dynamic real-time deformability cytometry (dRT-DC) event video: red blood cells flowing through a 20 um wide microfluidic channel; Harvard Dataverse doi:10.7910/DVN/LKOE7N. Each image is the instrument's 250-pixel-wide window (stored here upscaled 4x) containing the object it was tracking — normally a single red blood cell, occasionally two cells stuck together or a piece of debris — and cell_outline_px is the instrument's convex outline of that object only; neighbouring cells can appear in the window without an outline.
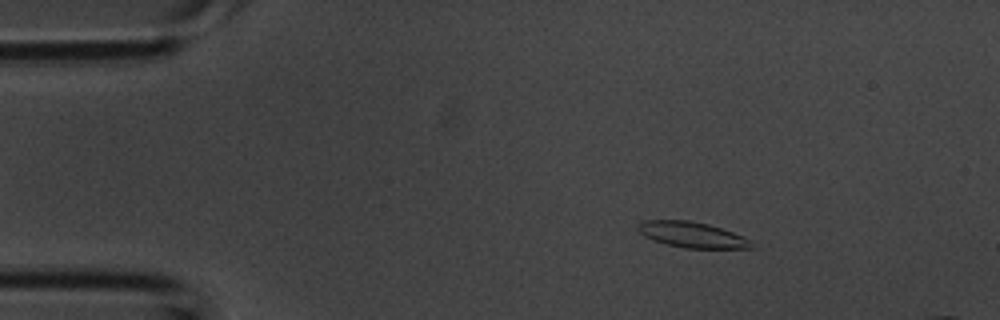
{"species": "common noctule bat (a hibernating species)", "species_latin": "Nyctalus noctula", "temperature_condition": "room temperature", "stored_images_in_passage": 36, "camera_frame_rate_fps": 3000, "um_per_image_px": 0.085, "animal": {"sex": "male", "body_mass_g": 20.1, "forearm_length_mm": 53.5}, "frame": {"image": 1, "passage_image": 1, "time_ms": 0.0, "image_size_px": [1000, 320], "cell_outline_px": [[756, 248], [684, 248], [652, 240], [644, 236], [636, 228], [636, 224], [644, 220], [688, 220], [708, 224], [744, 236], [752, 240]], "centroid_in_image_um": [58.83, 19.95], "position_along_channel_um": 26.2, "area_um2": 17.11}}
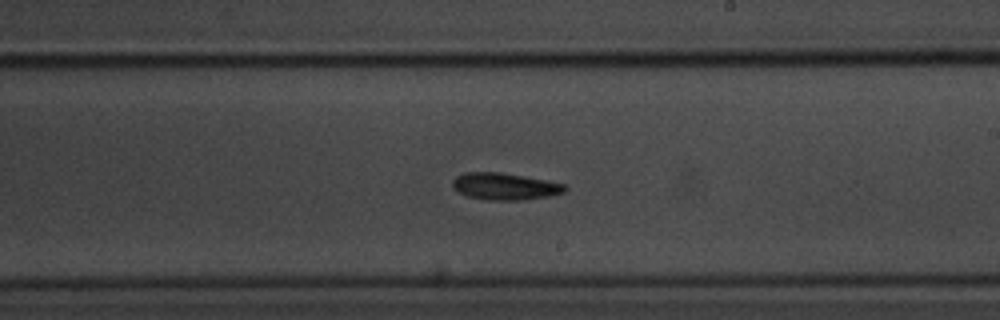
{"frame": {"image": 2, "passage_image": 19, "time_ms": 6.0, "image_size_px": [1000, 320], "cell_outline_px": [[568, 188], [564, 192], [548, 196], [520, 200], [488, 200], [468, 196], [460, 192], [452, 184], [452, 180], [456, 176], [464, 172], [500, 172], [524, 176], [564, 184]], "centroid_in_image_um": [42.9, 15.83], "position_along_channel_um": 246.1, "area_um2": 17.4}}
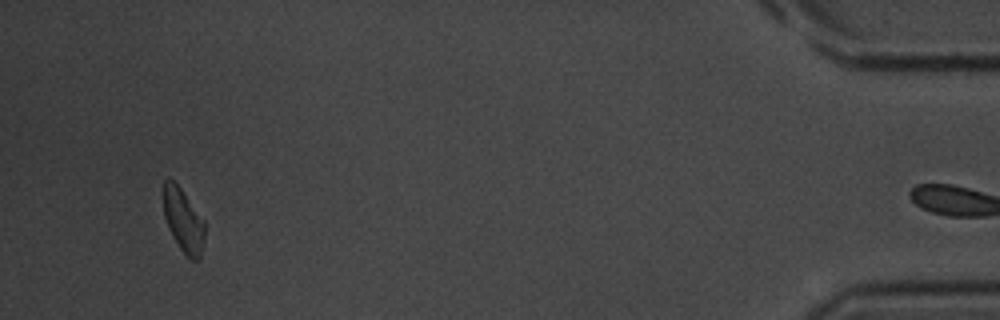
{"frame": {"image": 3, "passage_image": 35, "time_ms": 11.333, "image_size_px": [1000, 320], "cell_outline_px": [[204, 240], [200, 260], [192, 260], [180, 248], [172, 236], [164, 216], [164, 180], [168, 176], [180, 188], [204, 220]], "centroid_in_image_um": [15.59, 18.75], "position_along_channel_um": 419.6, "area_um2": 15.03}}